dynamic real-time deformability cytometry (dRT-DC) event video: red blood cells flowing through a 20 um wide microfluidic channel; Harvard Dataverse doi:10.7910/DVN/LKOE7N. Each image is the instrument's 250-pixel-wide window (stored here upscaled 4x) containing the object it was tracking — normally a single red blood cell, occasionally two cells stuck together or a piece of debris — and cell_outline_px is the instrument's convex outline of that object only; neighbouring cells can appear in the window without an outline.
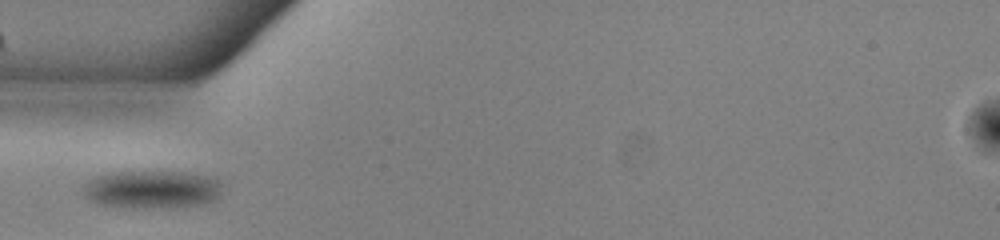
{"species": "common noctule bat (a hibernating species)", "species_latin": "Nyctalus noctula", "temperature_condition": "warm", "stored_images_in_passage": 35, "camera_frame_rate_fps": 3000, "um_per_image_px": 0.085, "animal": {"sex": "male", "body_mass_g": 13.0, "forearm_length_mm": 53.1}, "frame": {"image": 1, "passage_image": 1, "time_ms": 0.0, "image_size_px": [1000, 240], "cell_outline_px": [[220, 192], [212, 200], [204, 204], [172, 208], [136, 208], [100, 204], [88, 200], [84, 196], [84, 188], [88, 180], [96, 176], [112, 172], [180, 172], [216, 176], [220, 180]], "centroid_in_image_um": [12.93, 16.1], "position_along_channel_um": 72.1, "area_um2": 30.92}}
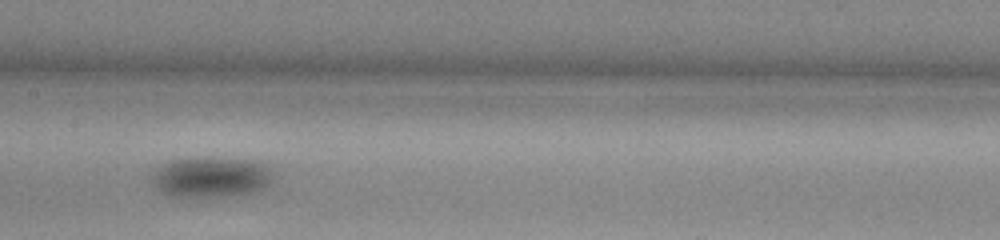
{"frame": {"image": 2, "passage_image": 10, "time_ms": 3.0, "image_size_px": [1000, 240], "cell_outline_px": [[272, 184], [268, 188], [236, 196], [184, 200], [176, 200], [168, 196], [156, 188], [152, 184], [152, 172], [160, 164], [172, 160], [196, 156], [252, 160], [264, 164], [272, 168]], "centroid_in_image_um": [17.9, 15.1], "position_along_channel_um": 189.5, "area_um2": 30.46}}
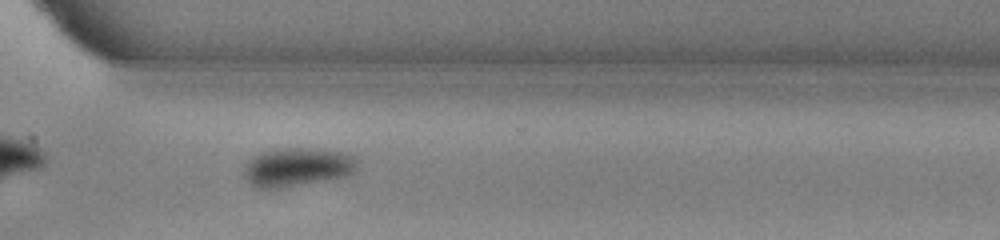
{"frame": {"image": 3, "passage_image": 22, "time_ms": 7.0, "image_size_px": [1000, 240], "cell_outline_px": [[356, 168], [348, 176], [280, 188], [256, 188], [244, 176], [244, 168], [260, 152], [288, 148], [316, 148], [340, 152], [352, 156], [356, 160]], "centroid_in_image_um": [25.28, 14.21], "position_along_channel_um": 345.3, "area_um2": 25.03}}